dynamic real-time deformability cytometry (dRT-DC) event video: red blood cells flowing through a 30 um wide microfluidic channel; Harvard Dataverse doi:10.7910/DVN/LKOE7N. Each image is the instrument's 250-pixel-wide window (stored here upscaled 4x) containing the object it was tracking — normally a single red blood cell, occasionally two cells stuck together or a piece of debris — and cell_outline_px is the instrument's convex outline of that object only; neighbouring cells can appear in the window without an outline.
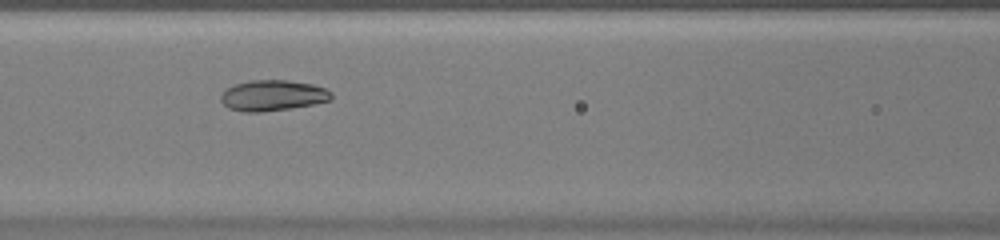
{"species": "common noctule bat (a hibernating species)", "species_latin": "Nyctalus noctula", "temperature_condition": "warm", "stored_images_in_passage": 44, "camera_frame_rate_fps": 3000, "um_per_image_px": 0.085, "animal": {"sex": "female", "body_mass_g": 20.0, "forearm_length_mm": 54.0}, "frame": {"image": 1, "passage_image": 15, "time_ms": 4.667, "image_size_px": [1000, 240], "cell_outline_px": [[332, 96], [328, 100], [288, 108], [232, 108], [224, 104], [224, 92], [228, 88], [240, 84], [260, 80], [280, 80], [308, 84], [324, 88]], "centroid_in_image_um": [23.27, 8.05], "position_along_channel_um": 143.3, "area_um2": 17.4}}
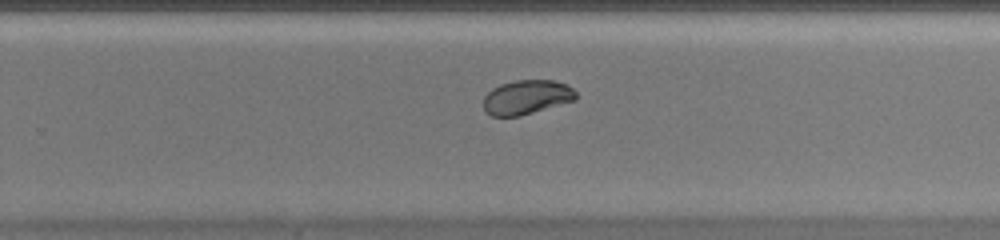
{"frame": {"image": 2, "passage_image": 26, "time_ms": 8.333, "image_size_px": [1000, 240], "cell_outline_px": [[576, 96], [572, 100], [516, 116], [492, 116], [484, 108], [484, 96], [488, 92], [504, 84], [520, 80], [552, 80], [564, 84], [572, 88], [576, 92]], "centroid_in_image_um": [44.74, 8.25], "position_along_channel_um": 285.1, "area_um2": 17.57}}
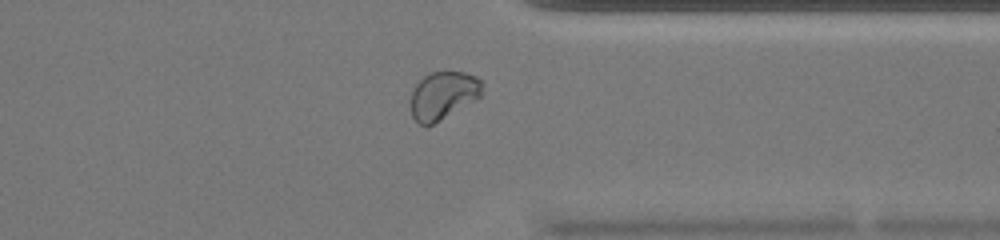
{"frame": {"image": 3, "passage_image": 33, "time_ms": 10.667, "image_size_px": [1000, 240], "cell_outline_px": [[480, 96], [432, 124], [420, 124], [412, 116], [412, 92], [432, 72], [460, 72], [472, 76], [480, 80]], "centroid_in_image_um": [37.66, 8.12], "position_along_channel_um": 373.7, "area_um2": 18.5}, "authors_computed_cell_mechanics": {"area_um2": 18.0914, "velocity_mm_per_s": 3.8736, "shape_relaxation_time_tau1_ms": 4.7321, "shape_relaxation_time_tau2_ms": null, "deformation_change_tau1": 0.1905, "deformation_change_tau2": null}}